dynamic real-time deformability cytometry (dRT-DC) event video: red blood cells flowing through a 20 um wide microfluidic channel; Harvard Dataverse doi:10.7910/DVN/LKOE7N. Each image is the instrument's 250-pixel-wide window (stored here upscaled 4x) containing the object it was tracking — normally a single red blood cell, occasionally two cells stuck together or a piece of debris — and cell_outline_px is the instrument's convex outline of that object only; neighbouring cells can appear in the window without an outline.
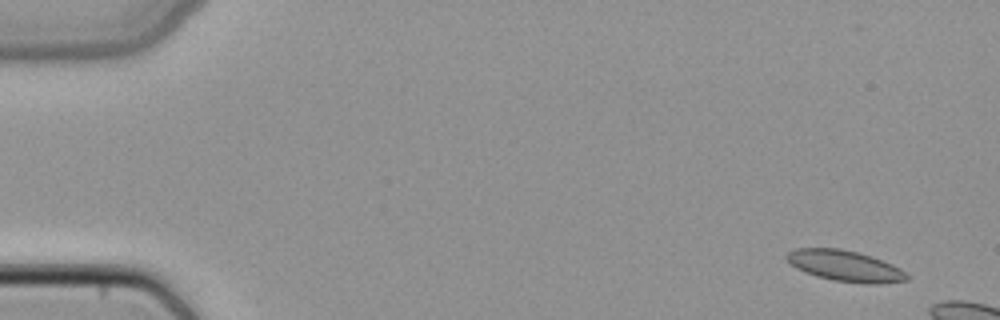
{"species": "common noctule bat (a hibernating species)", "species_latin": "Nyctalus noctula", "temperature_condition": "cold", "stored_images_in_passage": 8, "camera_frame_rate_fps": 3000, "um_per_image_px": 0.085, "animal": {"sex": "female", "body_mass_g": 22.7, "forearm_length_mm": 54.2}, "frame": {"image": 1, "passage_image": 1, "time_ms": 0.0, "image_size_px": [1000, 320], "cell_outline_px": [[912, 276], [908, 280], [880, 284], [864, 284], [832, 280], [816, 276], [804, 272], [796, 268], [784, 256], [788, 252], [796, 248], [840, 248], [872, 256], [892, 264], [900, 268]], "centroid_in_image_um": [71.87, 22.61], "position_along_channel_um": 13.1, "area_um2": 21.91}}